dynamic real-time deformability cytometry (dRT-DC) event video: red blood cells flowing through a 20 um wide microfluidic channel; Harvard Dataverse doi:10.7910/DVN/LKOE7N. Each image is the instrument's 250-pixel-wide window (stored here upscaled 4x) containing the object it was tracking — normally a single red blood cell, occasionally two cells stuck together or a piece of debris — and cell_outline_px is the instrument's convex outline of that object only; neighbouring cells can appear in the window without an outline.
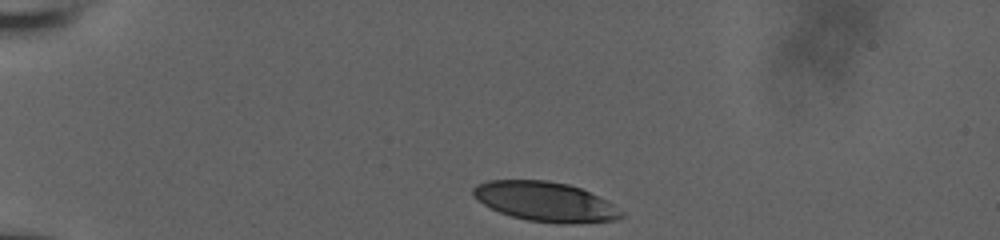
{"species": "human", "species_latin": "Homo sapiens", "temperature_condition": "room temperature", "stored_images_in_passage": 35, "camera_frame_rate_fps": 3000, "um_per_image_px": 0.085, "donor": {"sex": "male"}, "frame": {"image": 1, "passage_image": 1, "time_ms": 0.0, "image_size_px": [1000, 240], "cell_outline_px": [[624, 216], [620, 220], [572, 224], [560, 224], [528, 220], [512, 216], [500, 212], [484, 204], [472, 196], [472, 188], [476, 184], [488, 180], [548, 180], [568, 184], [580, 188], [612, 204], [624, 212]], "centroid_in_image_um": [46.36, 17.15], "position_along_channel_um": 38.6, "area_um2": 34.22}}
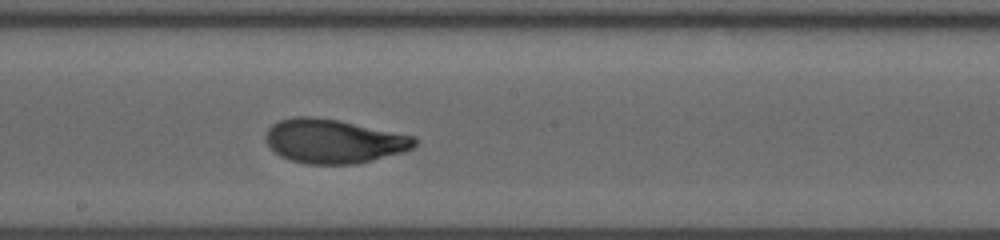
{"frame": {"image": 2, "passage_image": 20, "time_ms": 6.333, "image_size_px": [1000, 240], "cell_outline_px": [[416, 144], [412, 148], [404, 152], [356, 164], [308, 164], [292, 160], [280, 156], [264, 140], [264, 136], [268, 128], [272, 124], [280, 120], [292, 116], [312, 116], [340, 120], [416, 136]], "centroid_in_image_um": [28.36, 11.98], "position_along_channel_um": 219.8, "area_um2": 38.44}}
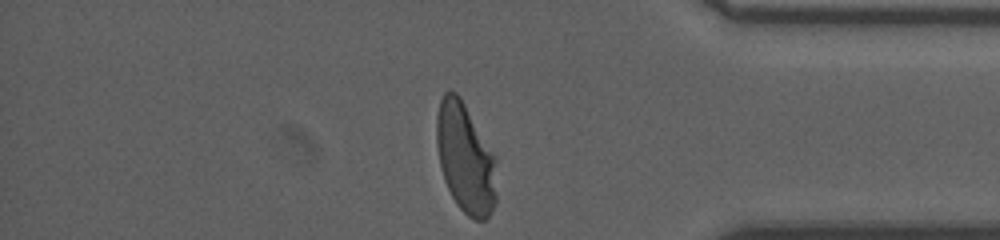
{"frame": {"image": 3, "passage_image": 35, "time_ms": 11.333, "image_size_px": [1000, 240], "cell_outline_px": [[496, 200], [488, 216], [484, 220], [476, 220], [468, 216], [456, 204], [444, 180], [440, 168], [436, 144], [436, 116], [440, 100], [444, 92], [456, 92], [460, 96], [496, 156]], "centroid_in_image_um": [39.55, 13.44], "position_along_channel_um": 395.7, "area_um2": 38.67}, "authors_computed_cell_mechanics": {"area_um2": 37.9746, "velocity_mm_per_s": 3.8411, "shape_relaxation_time_tau1_ms": 4.6891, "shape_relaxation_time_tau2_ms": null, "deformation_change_tau1": 0.2021, "deformation_change_tau2": null}}